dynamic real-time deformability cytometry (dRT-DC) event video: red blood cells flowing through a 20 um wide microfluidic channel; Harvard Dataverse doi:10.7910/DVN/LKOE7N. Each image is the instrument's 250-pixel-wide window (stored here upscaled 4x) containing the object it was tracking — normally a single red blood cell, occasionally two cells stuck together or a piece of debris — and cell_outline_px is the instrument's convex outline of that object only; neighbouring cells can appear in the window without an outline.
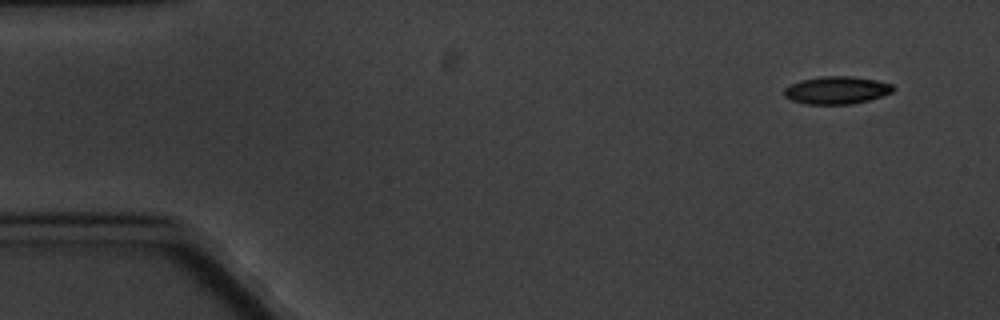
{"species": "common noctule bat (a hibernating species)", "species_latin": "Nyctalus noctula", "temperature_condition": "cold", "stored_images_in_passage": 4, "camera_frame_rate_fps": 3000, "um_per_image_px": 0.085, "animal": {"sex": "male", "body_mass_g": 20.1, "forearm_length_mm": 53.5}, "frame": {"image": 1, "passage_image": 1, "time_ms": 0.0, "image_size_px": [1000, 320], "cell_outline_px": [[896, 88], [892, 92], [868, 100], [852, 104], [804, 104], [792, 100], [784, 96], [784, 88], [800, 80], [820, 76], [852, 76], [876, 80], [892, 84]], "centroid_in_image_um": [71.11, 7.66], "position_along_channel_um": 13.9, "area_um2": 17.57}}
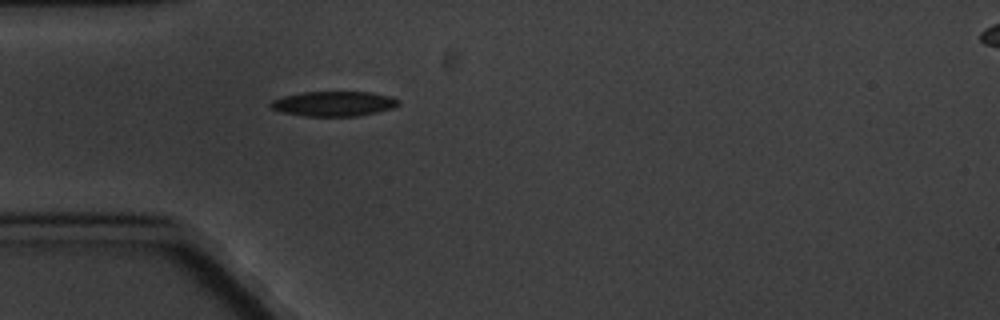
{"frame": {"image": 2, "passage_image": 4, "time_ms": 4.333, "image_size_px": [1000, 320], "cell_outline_px": [[400, 104], [396, 108], [360, 116], [304, 116], [280, 112], [272, 108], [268, 104], [272, 100], [284, 96], [304, 92], [368, 92], [392, 96], [400, 100]], "centroid_in_image_um": [28.42, 8.82], "position_along_channel_um": 56.6, "area_um2": 18.79}}